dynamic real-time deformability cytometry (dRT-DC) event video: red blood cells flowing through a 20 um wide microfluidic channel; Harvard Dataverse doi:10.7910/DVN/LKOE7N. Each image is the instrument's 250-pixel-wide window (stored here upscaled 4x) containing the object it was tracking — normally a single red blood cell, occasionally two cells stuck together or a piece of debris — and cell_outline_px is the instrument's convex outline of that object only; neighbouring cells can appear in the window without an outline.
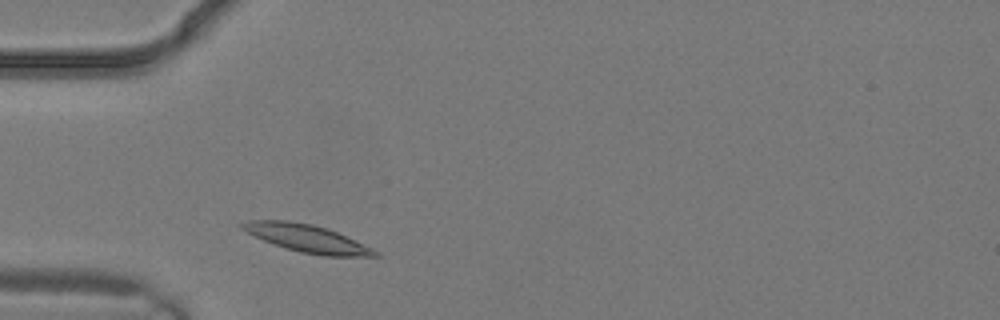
{"species": "common noctule bat (a hibernating species)", "species_latin": "Nyctalus noctula", "temperature_condition": "warm", "stored_images_in_passage": 1, "camera_frame_rate_fps": 3000, "um_per_image_px": 0.085, "animal": {"sex": "male", "body_mass_g": 19.2, "forearm_length_mm": 51.8}, "frame": {"image": 1, "passage_image": 1, "time_ms": 0.0, "image_size_px": [1000, 320], "cell_outline_px": [[380, 256], [324, 256], [300, 252], [264, 240], [240, 228], [240, 224], [248, 220], [288, 220], [312, 224], [336, 232], [372, 248], [380, 252]], "centroid_in_image_um": [26.11, 20.26], "position_along_channel_um": 58.9, "area_um2": 20.87}}